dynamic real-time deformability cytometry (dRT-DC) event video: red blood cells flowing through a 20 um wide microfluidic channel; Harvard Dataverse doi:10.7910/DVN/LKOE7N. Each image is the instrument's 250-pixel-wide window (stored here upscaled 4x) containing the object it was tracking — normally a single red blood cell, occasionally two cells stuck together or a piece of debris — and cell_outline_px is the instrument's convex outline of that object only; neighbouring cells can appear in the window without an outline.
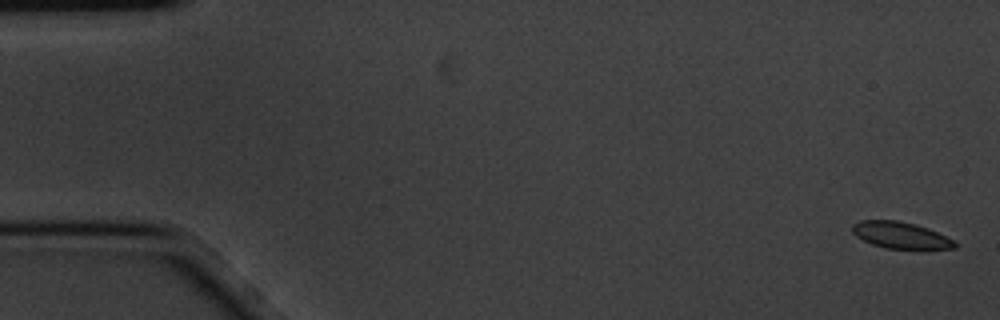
{"species": "common noctule bat (a hibernating species)", "species_latin": "Nyctalus noctula", "temperature_condition": "cold", "stored_images_in_passage": 9, "camera_frame_rate_fps": 3000, "um_per_image_px": 0.085, "animal": {"sex": "male", "body_mass_g": 20.1, "forearm_length_mm": 53.5}, "frame": {"image": 1, "passage_image": 1, "time_ms": 0.0, "image_size_px": [1000, 320], "cell_outline_px": [[956, 248], [928, 252], [884, 248], [872, 244], [856, 236], [852, 232], [852, 224], [860, 220], [896, 220], [916, 224], [928, 228], [952, 240], [956, 244]], "centroid_in_image_um": [76.6, 20.05], "position_along_channel_um": 8.4, "area_um2": 16.59}}
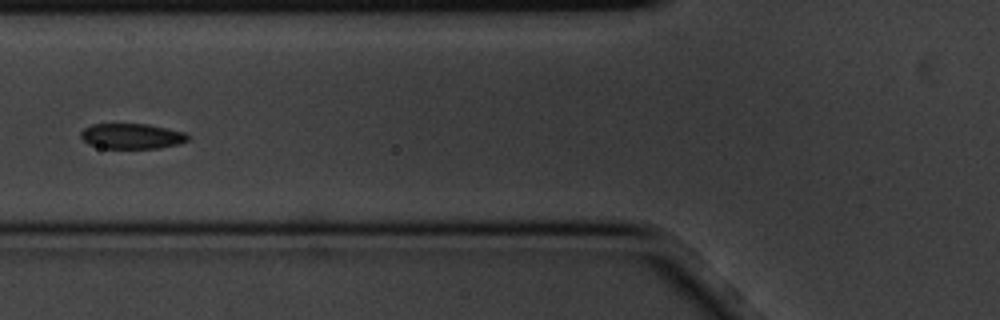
{"frame": {"image": 2, "passage_image": 7, "time_ms": 2.0, "image_size_px": [1000, 320], "cell_outline_px": [[188, 140], [180, 144], [160, 148], [100, 148], [88, 144], [80, 136], [80, 132], [84, 128], [92, 124], [148, 124], [184, 132], [188, 136]], "centroid_in_image_um": [11.18, 11.58], "position_along_channel_um": 114.6, "area_um2": 15.84}}
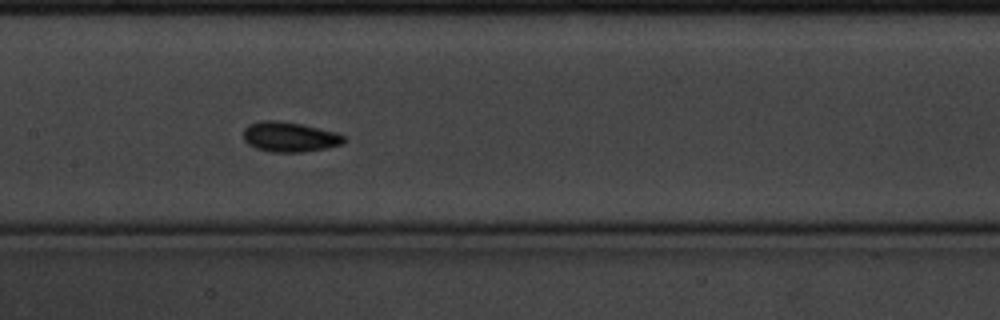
{"frame": {"image": 3, "passage_image": 9, "time_ms": 2.667, "image_size_px": [1000, 320], "cell_outline_px": [[344, 144], [324, 148], [300, 152], [272, 152], [256, 148], [248, 144], [244, 140], [244, 128], [248, 124], [260, 120], [280, 120], [304, 124], [336, 132], [344, 136]], "centroid_in_image_um": [24.59, 11.61], "position_along_channel_um": 182.8, "area_um2": 17.69}}